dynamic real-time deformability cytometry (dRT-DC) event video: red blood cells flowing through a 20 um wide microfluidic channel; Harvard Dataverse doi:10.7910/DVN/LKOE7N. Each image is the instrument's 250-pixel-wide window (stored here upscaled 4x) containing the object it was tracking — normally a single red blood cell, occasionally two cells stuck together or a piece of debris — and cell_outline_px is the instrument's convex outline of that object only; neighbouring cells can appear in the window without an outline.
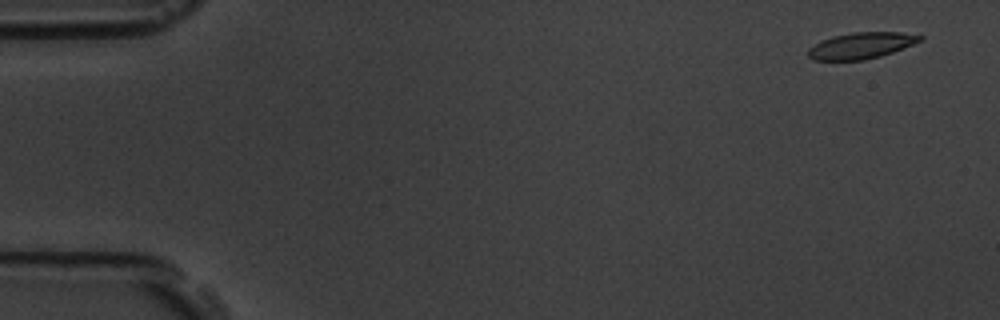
{"species": "common noctule bat (a hibernating species)", "species_latin": "Nyctalus noctula", "temperature_condition": "room temperature", "stored_images_in_passage": 5, "camera_frame_rate_fps": 3000, "um_per_image_px": 0.085, "animal": {"sex": "male", "body_mass_g": 19.5, "forearm_length_mm": 54.6}, "frame": {"image": 1, "passage_image": 1, "time_ms": 0.0, "image_size_px": [1000, 320], "cell_outline_px": [[924, 40], [892, 52], [880, 56], [864, 60], [812, 60], [808, 56], [808, 48], [820, 40], [832, 36], [852, 32], [900, 32], [924, 36]], "centroid_in_image_um": [73.18, 3.87], "position_along_channel_um": 11.8, "area_um2": 17.22}}
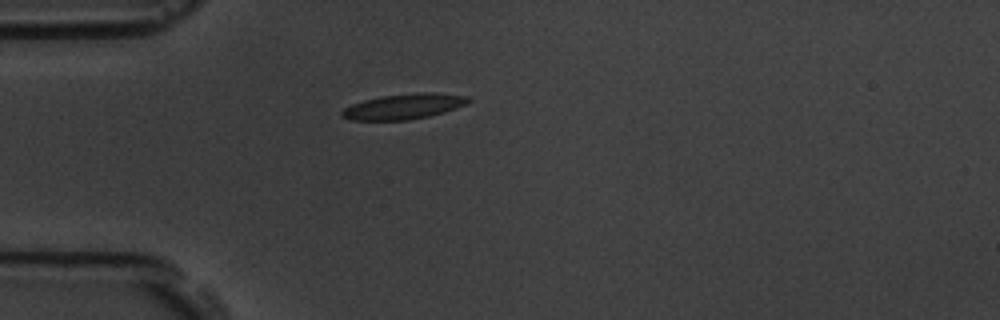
{"frame": {"image": 2, "passage_image": 5, "time_ms": 4.333, "image_size_px": [1000, 320], "cell_outline_px": [[472, 100], [468, 104], [444, 112], [428, 116], [408, 120], [348, 120], [340, 116], [340, 112], [344, 108], [352, 104], [364, 100], [380, 96], [420, 92], [432, 92], [468, 96]], "centroid_in_image_um": [34.32, 9.05], "position_along_channel_um": 50.7, "area_um2": 18.84}}